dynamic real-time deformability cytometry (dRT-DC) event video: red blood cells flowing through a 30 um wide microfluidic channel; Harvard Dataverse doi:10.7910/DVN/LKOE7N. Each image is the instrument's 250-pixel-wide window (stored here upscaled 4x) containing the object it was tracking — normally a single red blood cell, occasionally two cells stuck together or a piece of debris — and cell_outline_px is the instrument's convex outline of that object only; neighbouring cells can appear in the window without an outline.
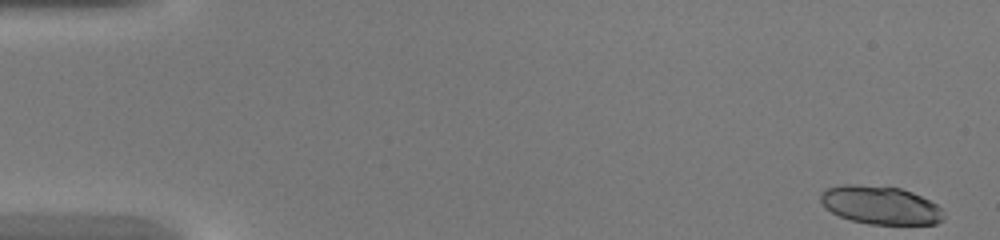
{"species": "common noctule bat (a hibernating species)", "species_latin": "Nyctalus noctula", "temperature_condition": "warm", "stored_images_in_passage": 44, "camera_frame_rate_fps": 3000, "um_per_image_px": 0.085, "animal": {"sex": "female", "body_mass_g": 20.0, "forearm_length_mm": 54.0}, "frame": {"image": 1, "passage_image": 1, "time_ms": 0.0, "image_size_px": [1000, 240], "cell_outline_px": [[944, 220], [936, 224], [868, 224], [852, 220], [840, 216], [824, 208], [820, 200], [820, 192], [824, 188], [844, 184], [856, 184], [900, 188], [912, 192], [936, 204], [944, 212]], "centroid_in_image_um": [74.81, 17.43], "position_along_channel_um": 10.2, "area_um2": 27.57}}
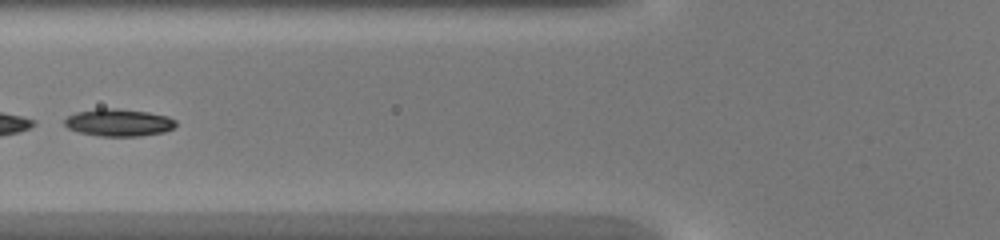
{"frame": {"image": 2, "passage_image": 18, "time_ms": 5.667, "image_size_px": [1000, 240], "cell_outline_px": [[176, 124], [172, 128], [164, 132], [140, 136], [100, 136], [80, 132], [68, 128], [64, 124], [64, 120], [68, 116], [76, 112], [96, 108], [116, 108], [148, 112], [168, 116], [176, 120]], "centroid_in_image_um": [10.08, 10.41], "position_along_channel_um": 115.7, "area_um2": 17.74}}
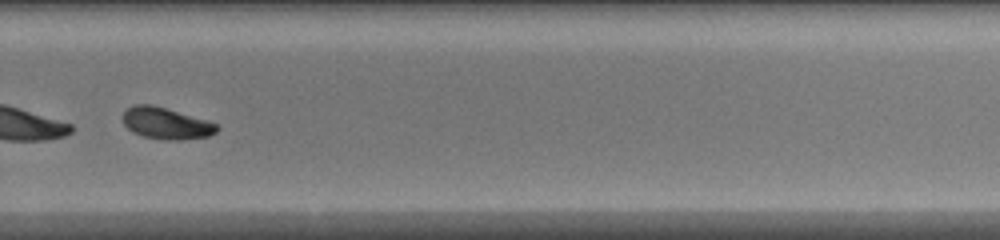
{"frame": {"image": 3, "passage_image": 31, "time_ms": 10.0, "image_size_px": [1000, 240], "cell_outline_px": [[220, 128], [216, 132], [208, 136], [180, 140], [164, 140], [144, 136], [132, 132], [124, 124], [120, 116], [128, 108], [136, 104], [152, 104], [208, 120], [220, 124]], "centroid_in_image_um": [14.13, 10.48], "position_along_channel_um": 315.7, "area_um2": 17.51}}